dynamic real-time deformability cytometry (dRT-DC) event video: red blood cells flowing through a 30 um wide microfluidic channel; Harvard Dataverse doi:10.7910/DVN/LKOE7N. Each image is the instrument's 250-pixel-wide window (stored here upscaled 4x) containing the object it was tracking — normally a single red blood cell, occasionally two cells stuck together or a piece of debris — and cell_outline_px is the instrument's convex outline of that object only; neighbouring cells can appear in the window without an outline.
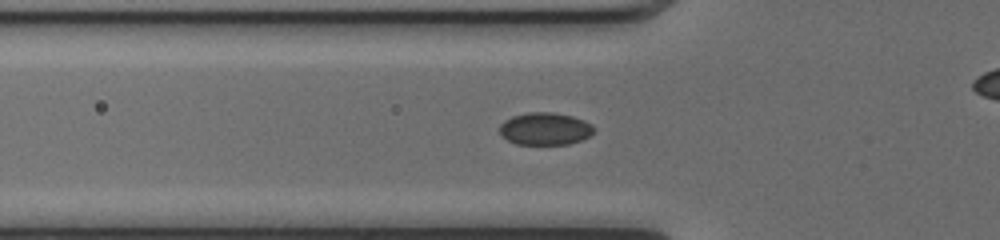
{"species": "common noctule bat (a hibernating species)", "species_latin": "Nyctalus noctula", "temperature_condition": "cold", "stored_images_in_passage": 30, "camera_frame_rate_fps": 3000, "um_per_image_px": 0.085, "animal": {"sex": "female", "body_mass_g": 17.0, "forearm_length_mm": 48.0}, "frame": {"image": 1, "passage_image": 6, "time_ms": 1.667, "image_size_px": [1000, 240], "cell_outline_px": [[596, 132], [580, 140], [568, 144], [516, 144], [508, 140], [500, 132], [500, 124], [504, 120], [512, 116], [528, 112], [552, 112], [572, 116], [584, 120], [592, 124], [596, 128]], "centroid_in_image_um": [46.36, 10.93], "position_along_channel_um": 79.4, "area_um2": 17.86}}
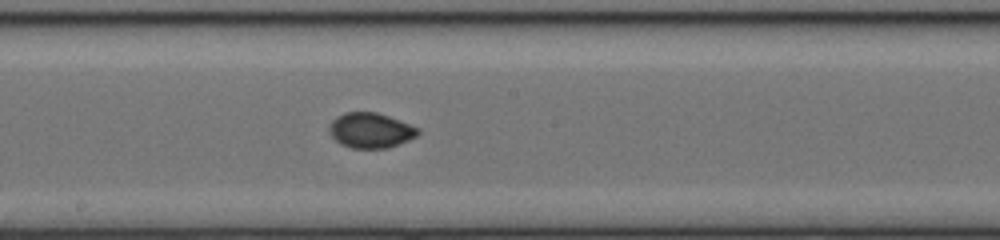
{"frame": {"image": 2, "passage_image": 16, "time_ms": 5.0, "image_size_px": [1000, 240], "cell_outline_px": [[420, 132], [416, 136], [408, 140], [388, 148], [352, 148], [340, 144], [328, 132], [328, 128], [332, 120], [336, 116], [344, 112], [376, 112], [388, 116], [420, 128]], "centroid_in_image_um": [31.48, 11.08], "position_along_channel_um": 216.7, "area_um2": 18.21}}
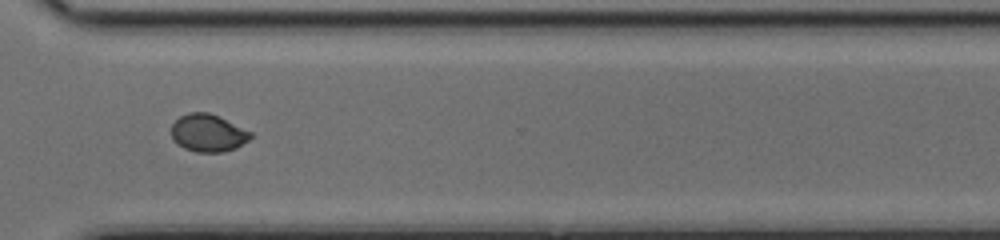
{"frame": {"image": 3, "passage_image": 26, "time_ms": 8.333, "image_size_px": [1000, 240], "cell_outline_px": [[252, 136], [248, 140], [236, 148], [224, 152], [196, 152], [184, 148], [176, 144], [172, 140], [172, 124], [180, 116], [188, 112], [208, 112], [252, 132]], "centroid_in_image_um": [17.66, 11.31], "position_along_channel_um": 352.9, "area_um2": 17.28}}